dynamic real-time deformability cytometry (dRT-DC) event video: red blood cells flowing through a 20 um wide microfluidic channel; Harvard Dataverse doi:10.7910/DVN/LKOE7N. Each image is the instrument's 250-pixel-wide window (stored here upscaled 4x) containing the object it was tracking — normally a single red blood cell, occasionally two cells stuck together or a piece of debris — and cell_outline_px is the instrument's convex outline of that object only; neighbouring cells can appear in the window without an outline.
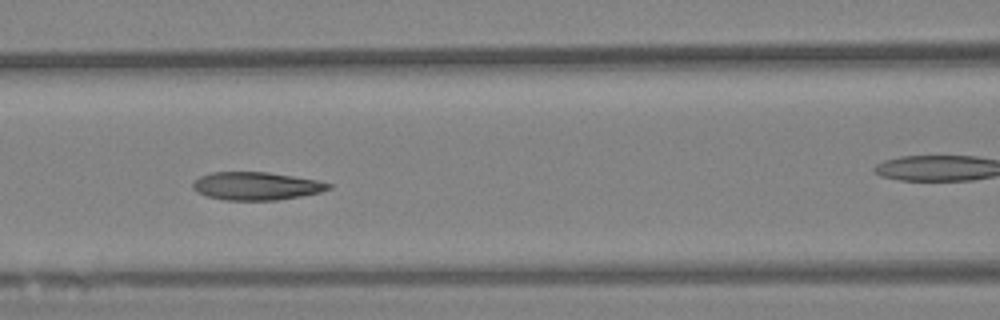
{"species": "Egyptian fruit bat (a non-hibernating species)", "species_latin": "Rousettus aegyptiacus", "temperature_condition": "warm", "stored_images_in_passage": 9, "segment_of_instrument_passage": [1, 2], "camera_frame_rate_fps": 3000, "um_per_image_px": 0.085, "animal": {"sex": "female"}, "frame": {"image": 1, "passage_image": 7, "time_ms": 2.0, "image_size_px": [1000, 320], "cell_outline_px": [[332, 188], [320, 192], [300, 196], [276, 200], [224, 200], [208, 196], [196, 192], [192, 188], [192, 184], [200, 176], [212, 172], [268, 172], [316, 180], [332, 184]], "centroid_in_image_um": [21.77, 15.81], "position_along_channel_um": 144.8, "area_um2": 22.02}}
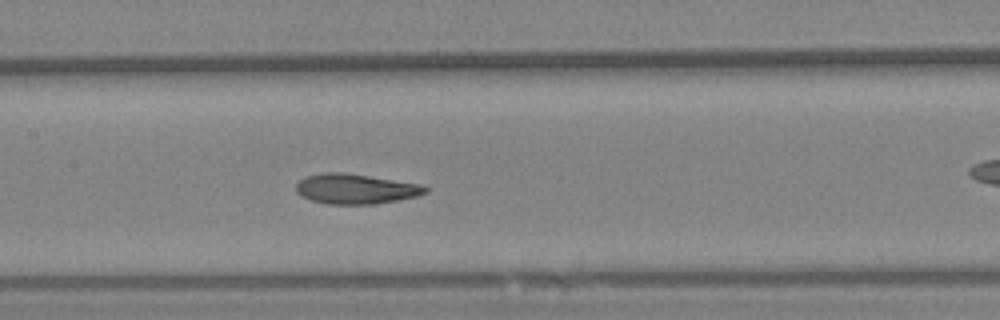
{"frame": {"image": 2, "passage_image": 8, "time_ms": 2.333, "image_size_px": [1000, 320], "cell_outline_px": [[428, 192], [416, 196], [376, 204], [328, 204], [312, 200], [300, 196], [296, 192], [296, 184], [304, 176], [324, 172], [344, 172], [420, 184], [428, 188]], "centroid_in_image_um": [30.19, 16.05], "position_along_channel_um": 177.2, "area_um2": 22.6}}